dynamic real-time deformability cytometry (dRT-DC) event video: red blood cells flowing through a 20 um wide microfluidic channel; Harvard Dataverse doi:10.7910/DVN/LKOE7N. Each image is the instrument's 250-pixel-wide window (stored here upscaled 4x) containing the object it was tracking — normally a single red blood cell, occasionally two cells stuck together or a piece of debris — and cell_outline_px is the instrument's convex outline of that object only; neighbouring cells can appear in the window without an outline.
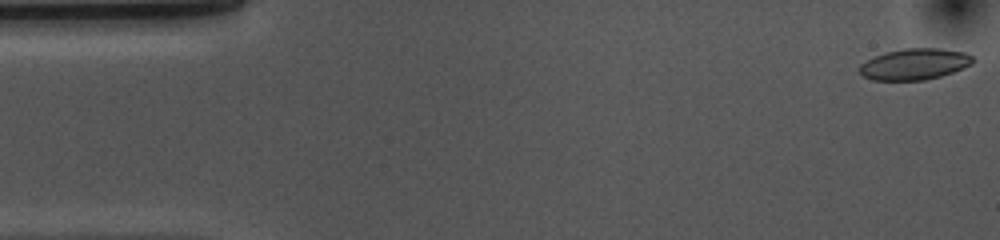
{"species": "common noctule bat (a hibernating species)", "species_latin": "Nyctalus noctula", "temperature_condition": "cold", "stored_images_in_passage": 53, "camera_frame_rate_fps": 3000, "um_per_image_px": 0.085, "animal": {"sex": "female", "body_mass_g": 10.0, "forearm_length_mm": 53.1}, "frame": {"image": 1, "passage_image": 1, "time_ms": 0.0, "image_size_px": [1000, 240], "cell_outline_px": [[976, 60], [972, 64], [964, 68], [940, 76], [924, 80], [872, 80], [864, 76], [860, 72], [860, 64], [876, 56], [888, 52], [904, 48], [936, 48], [964, 52], [972, 56]], "centroid_in_image_um": [77.78, 5.45], "position_along_channel_um": 7.2, "area_um2": 20.4}}
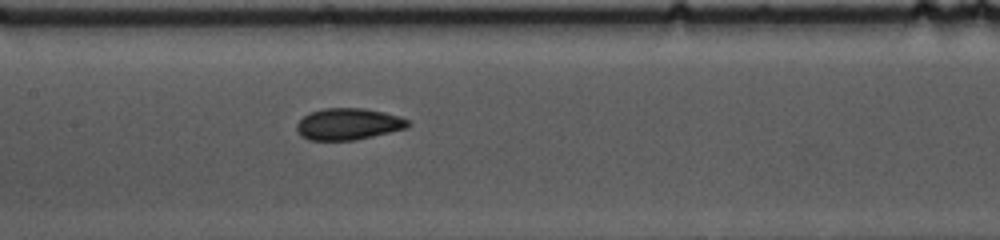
{"frame": {"image": 2, "passage_image": 24, "time_ms": 7.667, "image_size_px": [1000, 240], "cell_outline_px": [[412, 124], [408, 128], [356, 140], [308, 140], [300, 136], [296, 128], [296, 124], [308, 112], [324, 108], [364, 108], [384, 112], [400, 116], [408, 120]], "centroid_in_image_um": [29.61, 10.54], "position_along_channel_um": 177.8, "area_um2": 20.75}}
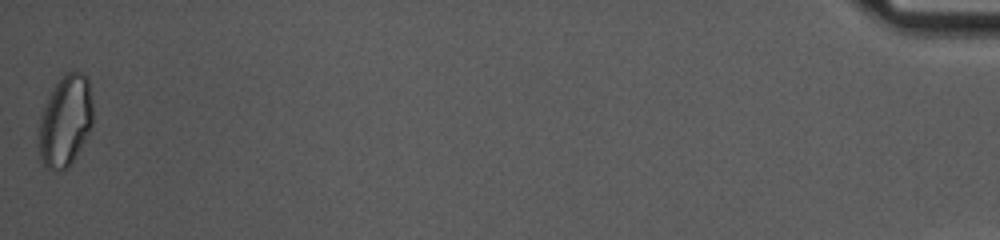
{"frame": {"image": 3, "passage_image": 53, "time_ms": 17.333, "image_size_px": [1000, 240], "cell_outline_px": [[92, 124], [84, 140], [68, 168], [56, 172], [48, 168], [40, 160], [40, 116], [48, 96], [60, 76], [68, 72], [84, 72], [88, 76], [92, 104]], "centroid_in_image_um": [5.56, 10.24], "position_along_channel_um": 429.6, "area_um2": 28.55}, "authors_computed_cell_mechanics": {"area_um2": 20.7502, "velocity_mm_per_s": 3.6749, "shape_relaxation_time_tau1_ms": 4.1753, "shape_relaxation_time_tau2_ms": 1.9305, "deformation_change_tau1": 0.1085, "deformation_change_tau2": 0.0612}}